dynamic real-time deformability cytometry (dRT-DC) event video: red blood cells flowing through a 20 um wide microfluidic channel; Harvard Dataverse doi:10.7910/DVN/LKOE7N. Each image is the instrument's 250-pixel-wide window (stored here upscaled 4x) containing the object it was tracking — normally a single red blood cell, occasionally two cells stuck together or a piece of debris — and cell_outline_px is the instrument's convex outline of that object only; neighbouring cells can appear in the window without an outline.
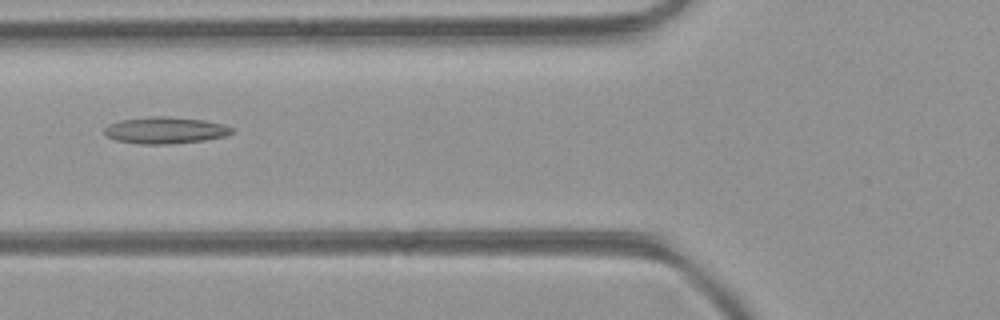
{"species": "common noctule bat (a hibernating species)", "species_latin": "Nyctalus noctula", "temperature_condition": "room temperature", "stored_images_in_passage": 6, "camera_frame_rate_fps": 3000, "um_per_image_px": 0.085, "animal": {"sex": "female", "body_mass_g": 21.9}, "frame": {"image": 1, "passage_image": 6, "time_ms": 1.667, "image_size_px": [1000, 320], "cell_outline_px": [[232, 132], [228, 136], [204, 140], [168, 144], [140, 144], [116, 140], [104, 136], [104, 128], [108, 124], [120, 120], [152, 116], [168, 116], [204, 120], [224, 124], [232, 128]], "centroid_in_image_um": [14.02, 11.07], "position_along_channel_um": 111.8, "area_um2": 19.94}}